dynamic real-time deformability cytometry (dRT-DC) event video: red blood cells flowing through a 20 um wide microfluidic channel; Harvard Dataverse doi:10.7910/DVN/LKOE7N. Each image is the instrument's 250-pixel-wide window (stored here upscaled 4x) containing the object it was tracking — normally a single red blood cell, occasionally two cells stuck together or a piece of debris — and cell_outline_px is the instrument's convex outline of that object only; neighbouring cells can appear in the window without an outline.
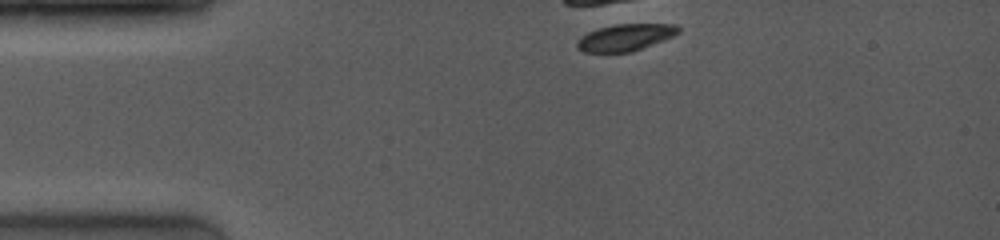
{"species": "common noctule bat (a hibernating species)", "species_latin": "Nyctalus noctula", "temperature_condition": "room temperature", "stored_images_in_passage": 2, "camera_frame_rate_fps": 4000, "um_per_image_px": 0.085, "animal": {"sex": "female", "body_mass_g": 19.0, "forearm_length_mm": 53.3}, "frame": {"image": 1, "passage_image": 1, "time_ms": 0.0, "image_size_px": [1000, 240], "cell_outline_px": [[680, 32], [672, 36], [632, 52], [584, 52], [576, 48], [576, 40], [580, 36], [588, 32], [600, 28], [616, 24], [676, 24], [680, 28]], "centroid_in_image_um": [53.12, 3.18], "position_along_channel_um": 31.9, "area_um2": 15.78}}